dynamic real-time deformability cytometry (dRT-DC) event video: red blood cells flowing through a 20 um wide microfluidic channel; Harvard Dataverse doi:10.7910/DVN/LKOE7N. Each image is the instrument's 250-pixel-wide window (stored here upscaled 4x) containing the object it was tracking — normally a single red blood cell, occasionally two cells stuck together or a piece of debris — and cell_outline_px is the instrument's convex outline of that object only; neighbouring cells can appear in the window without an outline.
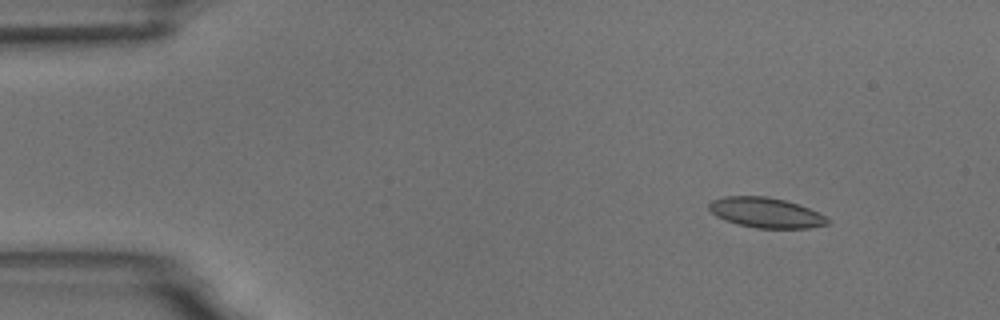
{"species": "common noctule bat (a hibernating species)", "species_latin": "Nyctalus noctula", "temperature_condition": "room temperature", "stored_images_in_passage": 10, "camera_frame_rate_fps": 3000, "um_per_image_px": 0.085, "animal": {"sex": "male", "body_mass_g": 18.8}, "frame": {"image": 1, "passage_image": 2, "time_ms": 1.333, "image_size_px": [1000, 320], "cell_outline_px": [[828, 224], [808, 228], [756, 228], [724, 220], [716, 216], [708, 208], [708, 204], [712, 200], [724, 196], [768, 196], [784, 200], [808, 208], [824, 216], [828, 220]], "centroid_in_image_um": [65.05, 18.07], "position_along_channel_um": 20.0, "area_um2": 20.58}}
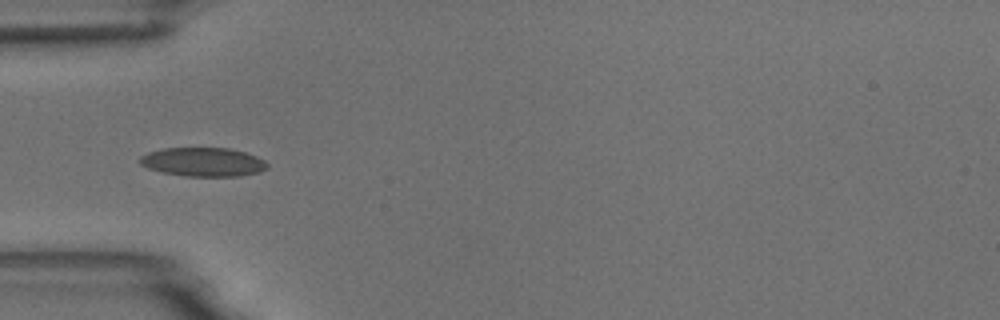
{"frame": {"image": 2, "passage_image": 5, "time_ms": 5.0, "image_size_px": [1000, 320], "cell_outline_px": [[268, 168], [260, 172], [240, 176], [184, 176], [164, 172], [148, 168], [140, 164], [140, 156], [148, 152], [160, 148], [228, 148], [244, 152], [256, 156], [264, 160], [268, 164]], "centroid_in_image_um": [17.27, 13.76], "position_along_channel_um": 67.7, "area_um2": 21.44}}
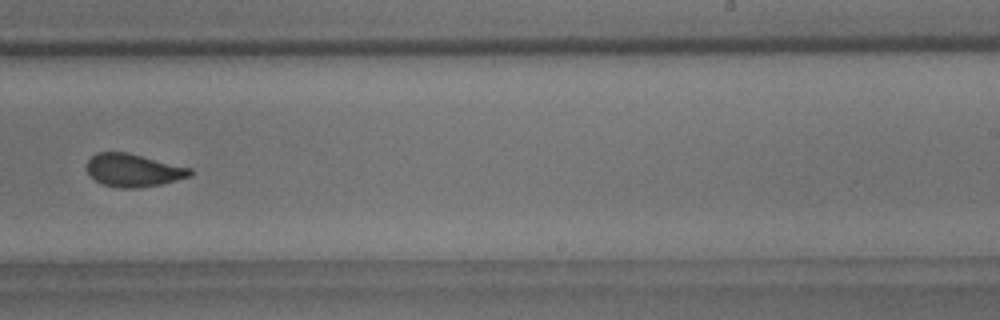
{"frame": {"image": 3, "passage_image": 10, "time_ms": 10.667, "image_size_px": [1000, 320], "cell_outline_px": [[192, 176], [160, 184], [140, 188], [120, 188], [104, 184], [96, 180], [88, 172], [88, 160], [96, 152], [128, 152], [192, 168]], "centroid_in_image_um": [11.37, 14.46], "position_along_channel_um": 277.6, "area_um2": 19.71}}